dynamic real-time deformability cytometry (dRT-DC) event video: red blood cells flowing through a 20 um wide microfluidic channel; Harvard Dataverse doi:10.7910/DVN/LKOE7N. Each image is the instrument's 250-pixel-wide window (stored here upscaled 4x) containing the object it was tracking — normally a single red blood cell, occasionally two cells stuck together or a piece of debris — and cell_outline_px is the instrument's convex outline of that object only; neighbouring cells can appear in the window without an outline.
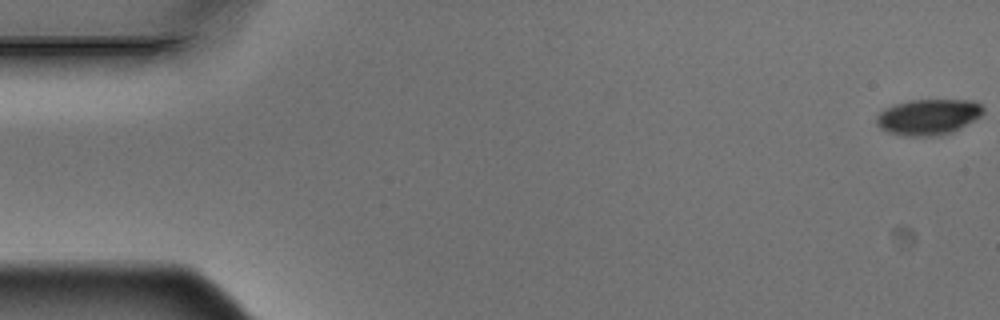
{"species": "Egyptian fruit bat (a non-hibernating species)", "species_latin": "Rousettus aegyptiacus", "temperature_condition": "warm", "stored_images_in_passage": 8, "camera_frame_rate_fps": 3000, "um_per_image_px": 0.085, "animal": {"sex": "male"}, "frame": {"image": 1, "passage_image": 1, "time_ms": 0.0, "image_size_px": [1000, 320], "cell_outline_px": [[984, 112], [980, 116], [960, 128], [952, 132], [940, 136], [908, 136], [888, 132], [880, 128], [876, 124], [876, 116], [884, 108], [892, 104], [908, 100], [976, 100], [984, 108]], "centroid_in_image_um": [78.89, 9.93], "position_along_channel_um": 6.1, "area_um2": 22.48}}
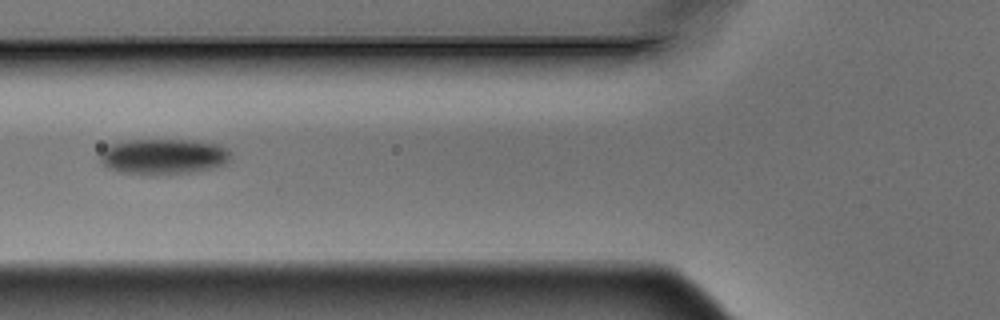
{"frame": {"image": 2, "passage_image": 7, "time_ms": 2.0, "image_size_px": [1000, 320], "cell_outline_px": [[228, 160], [224, 164], [212, 168], [192, 172], [156, 176], [120, 172], [108, 168], [100, 160], [100, 152], [108, 144], [128, 140], [192, 140], [220, 144], [228, 148]], "centroid_in_image_um": [13.86, 13.31], "position_along_channel_um": 111.9, "area_um2": 27.4}}
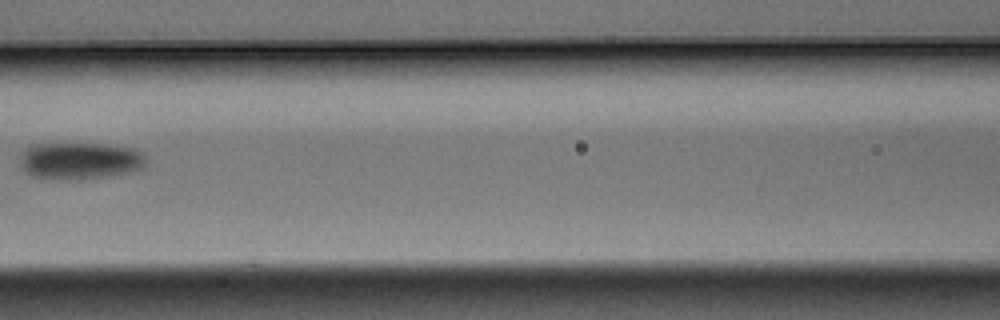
{"frame": {"image": 3, "passage_image": 8, "time_ms": 2.333, "image_size_px": [1000, 320], "cell_outline_px": [[144, 164], [140, 168], [128, 172], [80, 180], [60, 180], [32, 176], [20, 164], [20, 156], [32, 144], [104, 144], [132, 148], [140, 152], [144, 156]], "centroid_in_image_um": [6.75, 13.67], "position_along_channel_um": 159.8, "area_um2": 26.76}}